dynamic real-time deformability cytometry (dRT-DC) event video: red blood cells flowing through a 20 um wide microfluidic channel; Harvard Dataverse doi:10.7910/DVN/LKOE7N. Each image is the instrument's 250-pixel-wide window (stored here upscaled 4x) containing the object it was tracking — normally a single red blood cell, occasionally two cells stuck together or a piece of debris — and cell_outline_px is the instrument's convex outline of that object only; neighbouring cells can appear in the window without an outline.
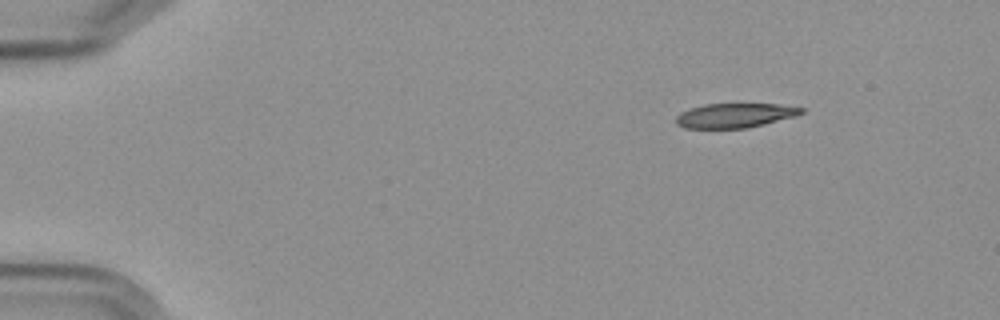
{"species": "Egyptian fruit bat (a non-hibernating species)", "species_latin": "Rousettus aegyptiacus", "temperature_condition": "cold", "stored_images_in_passage": 50, "camera_frame_rate_fps": 3000, "um_per_image_px": 0.085, "frame": {"image": 1, "passage_image": 1, "time_ms": 0.0, "image_size_px": [1000, 320], "cell_outline_px": [[804, 112], [796, 116], [748, 128], [684, 128], [676, 124], [676, 116], [680, 112], [704, 104], [780, 104], [804, 108]], "centroid_in_image_um": [62.47, 9.81], "position_along_channel_um": 22.5, "area_um2": 17.86}}
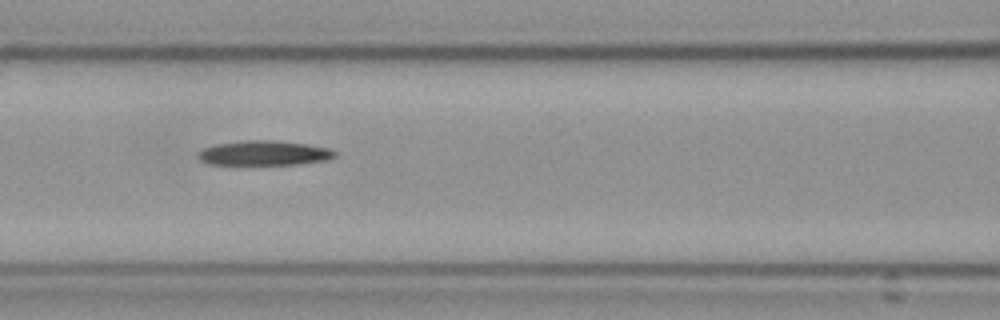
{"frame": {"image": 2, "passage_image": 19, "time_ms": 6.0, "image_size_px": [1000, 320], "cell_outline_px": [[336, 156], [328, 160], [296, 164], [208, 164], [200, 160], [196, 156], [196, 152], [204, 148], [216, 144], [248, 140], [276, 140], [308, 144], [328, 148], [336, 152]], "centroid_in_image_um": [22.44, 13.0], "position_along_channel_um": 144.2, "area_um2": 19.71}}
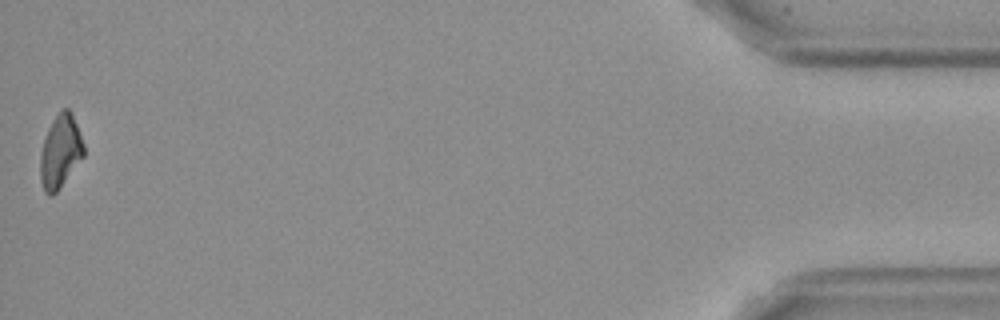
{"frame": {"image": 3, "passage_image": 50, "time_ms": 16.333, "image_size_px": [1000, 320], "cell_outline_px": [[84, 156], [56, 192], [52, 196], [48, 196], [44, 192], [40, 180], [40, 156], [44, 140], [48, 128], [52, 120], [64, 108], [68, 108], [72, 112], [84, 144]], "centroid_in_image_um": [5.12, 12.89], "position_along_channel_um": 430.1, "area_um2": 18.44}}